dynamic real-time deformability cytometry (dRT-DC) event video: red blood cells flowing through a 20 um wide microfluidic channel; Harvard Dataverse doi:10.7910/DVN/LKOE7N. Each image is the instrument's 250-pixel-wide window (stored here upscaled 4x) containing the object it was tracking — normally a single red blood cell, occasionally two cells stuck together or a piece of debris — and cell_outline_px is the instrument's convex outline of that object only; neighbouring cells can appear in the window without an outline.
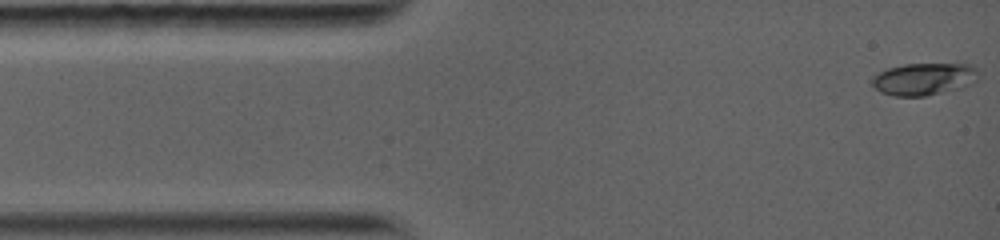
{"species": "common noctule bat (a hibernating species)", "species_latin": "Nyctalus noctula", "temperature_condition": "warm", "stored_images_in_passage": 11, "camera_frame_rate_fps": 5000, "um_per_image_px": 0.085, "animal": {"sex": "female", "body_mass_g": 19.0, "forearm_length_mm": 56.7}, "frame": {"image": 1, "passage_image": 1, "time_ms": 0.0, "image_size_px": [1000, 240], "cell_outline_px": [[980, 72], [976, 80], [972, 84], [964, 88], [924, 96], [892, 96], [880, 92], [872, 84], [872, 76], [888, 68], [904, 64], [956, 60], [972, 64]], "centroid_in_image_um": [78.65, 6.65], "position_along_channel_um": 6.3, "area_um2": 21.21}}
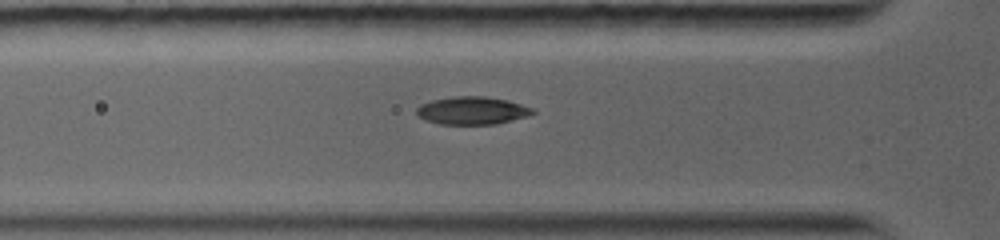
{"frame": {"image": 2, "passage_image": 7, "time_ms": 3.8, "image_size_px": [1000, 240], "cell_outline_px": [[536, 112], [528, 116], [496, 124], [440, 124], [424, 120], [416, 116], [416, 108], [420, 104], [432, 100], [452, 96], [484, 96], [508, 100], [532, 108]], "centroid_in_image_um": [40.09, 9.4], "position_along_channel_um": 85.7, "area_um2": 18.96}}
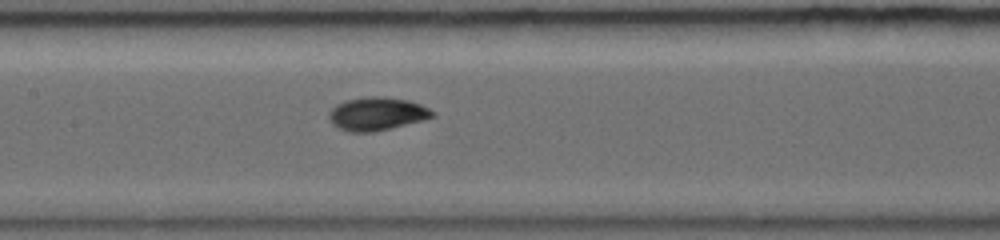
{"frame": {"image": 3, "passage_image": 11, "time_ms": 6.0, "image_size_px": [1000, 240], "cell_outline_px": [[436, 116], [372, 132], [352, 132], [340, 128], [332, 124], [328, 116], [328, 112], [336, 104], [348, 100], [368, 96], [384, 96], [408, 100], [420, 104], [436, 112]], "centroid_in_image_um": [32.02, 9.65], "position_along_channel_um": 175.4, "area_um2": 19.77}}